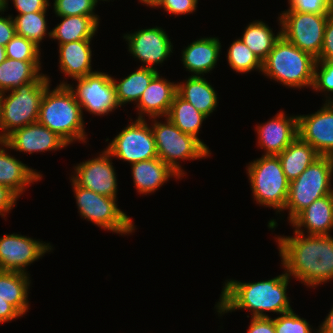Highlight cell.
<instances>
[{
	"label": "cell",
	"instance_id": "obj_40",
	"mask_svg": "<svg viewBox=\"0 0 333 333\" xmlns=\"http://www.w3.org/2000/svg\"><path fill=\"white\" fill-rule=\"evenodd\" d=\"M198 0H161L157 8L160 6L172 15H184L195 12Z\"/></svg>",
	"mask_w": 333,
	"mask_h": 333
},
{
	"label": "cell",
	"instance_id": "obj_17",
	"mask_svg": "<svg viewBox=\"0 0 333 333\" xmlns=\"http://www.w3.org/2000/svg\"><path fill=\"white\" fill-rule=\"evenodd\" d=\"M69 144L57 133L36 122L10 133L0 146L19 152H44L65 148Z\"/></svg>",
	"mask_w": 333,
	"mask_h": 333
},
{
	"label": "cell",
	"instance_id": "obj_42",
	"mask_svg": "<svg viewBox=\"0 0 333 333\" xmlns=\"http://www.w3.org/2000/svg\"><path fill=\"white\" fill-rule=\"evenodd\" d=\"M19 14L47 11L49 0H12Z\"/></svg>",
	"mask_w": 333,
	"mask_h": 333
},
{
	"label": "cell",
	"instance_id": "obj_6",
	"mask_svg": "<svg viewBox=\"0 0 333 333\" xmlns=\"http://www.w3.org/2000/svg\"><path fill=\"white\" fill-rule=\"evenodd\" d=\"M253 197L264 207L284 211L289 184L277 155H262L247 166Z\"/></svg>",
	"mask_w": 333,
	"mask_h": 333
},
{
	"label": "cell",
	"instance_id": "obj_24",
	"mask_svg": "<svg viewBox=\"0 0 333 333\" xmlns=\"http://www.w3.org/2000/svg\"><path fill=\"white\" fill-rule=\"evenodd\" d=\"M184 82L177 83V94L208 117L219 103L217 92L203 76L192 75Z\"/></svg>",
	"mask_w": 333,
	"mask_h": 333
},
{
	"label": "cell",
	"instance_id": "obj_22",
	"mask_svg": "<svg viewBox=\"0 0 333 333\" xmlns=\"http://www.w3.org/2000/svg\"><path fill=\"white\" fill-rule=\"evenodd\" d=\"M91 40H79L59 45V67L61 73L73 79L83 78L92 71Z\"/></svg>",
	"mask_w": 333,
	"mask_h": 333
},
{
	"label": "cell",
	"instance_id": "obj_19",
	"mask_svg": "<svg viewBox=\"0 0 333 333\" xmlns=\"http://www.w3.org/2000/svg\"><path fill=\"white\" fill-rule=\"evenodd\" d=\"M177 94V84L160 77L159 73L151 80L144 90L136 107L139 111L137 119H145L143 115L167 117L174 96Z\"/></svg>",
	"mask_w": 333,
	"mask_h": 333
},
{
	"label": "cell",
	"instance_id": "obj_10",
	"mask_svg": "<svg viewBox=\"0 0 333 333\" xmlns=\"http://www.w3.org/2000/svg\"><path fill=\"white\" fill-rule=\"evenodd\" d=\"M330 15L283 11L279 16L281 35L317 59L321 52L325 27Z\"/></svg>",
	"mask_w": 333,
	"mask_h": 333
},
{
	"label": "cell",
	"instance_id": "obj_26",
	"mask_svg": "<svg viewBox=\"0 0 333 333\" xmlns=\"http://www.w3.org/2000/svg\"><path fill=\"white\" fill-rule=\"evenodd\" d=\"M40 61H20L6 58L0 64V93L14 90L32 81H41L46 75L40 74Z\"/></svg>",
	"mask_w": 333,
	"mask_h": 333
},
{
	"label": "cell",
	"instance_id": "obj_50",
	"mask_svg": "<svg viewBox=\"0 0 333 333\" xmlns=\"http://www.w3.org/2000/svg\"><path fill=\"white\" fill-rule=\"evenodd\" d=\"M6 59L5 46L0 45V64Z\"/></svg>",
	"mask_w": 333,
	"mask_h": 333
},
{
	"label": "cell",
	"instance_id": "obj_20",
	"mask_svg": "<svg viewBox=\"0 0 333 333\" xmlns=\"http://www.w3.org/2000/svg\"><path fill=\"white\" fill-rule=\"evenodd\" d=\"M290 223L300 234L305 233L304 227L308 235H330L333 229V193L315 200Z\"/></svg>",
	"mask_w": 333,
	"mask_h": 333
},
{
	"label": "cell",
	"instance_id": "obj_28",
	"mask_svg": "<svg viewBox=\"0 0 333 333\" xmlns=\"http://www.w3.org/2000/svg\"><path fill=\"white\" fill-rule=\"evenodd\" d=\"M61 22L50 30L48 36L65 44L79 40H92L97 32L98 23L91 16H58Z\"/></svg>",
	"mask_w": 333,
	"mask_h": 333
},
{
	"label": "cell",
	"instance_id": "obj_7",
	"mask_svg": "<svg viewBox=\"0 0 333 333\" xmlns=\"http://www.w3.org/2000/svg\"><path fill=\"white\" fill-rule=\"evenodd\" d=\"M166 118V122H157L153 117L154 123L151 125L155 138L157 155L180 177L185 175L181 165L177 160L203 159L211 155L209 147L201 139L193 135L182 132L172 121ZM184 172V173H183Z\"/></svg>",
	"mask_w": 333,
	"mask_h": 333
},
{
	"label": "cell",
	"instance_id": "obj_30",
	"mask_svg": "<svg viewBox=\"0 0 333 333\" xmlns=\"http://www.w3.org/2000/svg\"><path fill=\"white\" fill-rule=\"evenodd\" d=\"M158 73L156 69L140 67L119 82L113 78L119 106L134 101L137 104L144 90Z\"/></svg>",
	"mask_w": 333,
	"mask_h": 333
},
{
	"label": "cell",
	"instance_id": "obj_45",
	"mask_svg": "<svg viewBox=\"0 0 333 333\" xmlns=\"http://www.w3.org/2000/svg\"><path fill=\"white\" fill-rule=\"evenodd\" d=\"M15 35L16 30L12 16L8 15L4 18L0 15V45L6 46Z\"/></svg>",
	"mask_w": 333,
	"mask_h": 333
},
{
	"label": "cell",
	"instance_id": "obj_2",
	"mask_svg": "<svg viewBox=\"0 0 333 333\" xmlns=\"http://www.w3.org/2000/svg\"><path fill=\"white\" fill-rule=\"evenodd\" d=\"M290 276L286 273L269 280L242 283L227 280L222 289L220 300L215 305L218 314L245 309L252 317H269L266 312L283 314L292 310L287 297Z\"/></svg>",
	"mask_w": 333,
	"mask_h": 333
},
{
	"label": "cell",
	"instance_id": "obj_4",
	"mask_svg": "<svg viewBox=\"0 0 333 333\" xmlns=\"http://www.w3.org/2000/svg\"><path fill=\"white\" fill-rule=\"evenodd\" d=\"M315 64L316 58L281 35L262 62V72L289 88L312 87Z\"/></svg>",
	"mask_w": 333,
	"mask_h": 333
},
{
	"label": "cell",
	"instance_id": "obj_29",
	"mask_svg": "<svg viewBox=\"0 0 333 333\" xmlns=\"http://www.w3.org/2000/svg\"><path fill=\"white\" fill-rule=\"evenodd\" d=\"M29 274L0 270V297L13 305L22 315L29 309Z\"/></svg>",
	"mask_w": 333,
	"mask_h": 333
},
{
	"label": "cell",
	"instance_id": "obj_31",
	"mask_svg": "<svg viewBox=\"0 0 333 333\" xmlns=\"http://www.w3.org/2000/svg\"><path fill=\"white\" fill-rule=\"evenodd\" d=\"M280 37L281 30L275 36L266 23L256 20L250 22L240 39L263 62Z\"/></svg>",
	"mask_w": 333,
	"mask_h": 333
},
{
	"label": "cell",
	"instance_id": "obj_16",
	"mask_svg": "<svg viewBox=\"0 0 333 333\" xmlns=\"http://www.w3.org/2000/svg\"><path fill=\"white\" fill-rule=\"evenodd\" d=\"M298 136L321 156L333 157V102L313 114L299 115Z\"/></svg>",
	"mask_w": 333,
	"mask_h": 333
},
{
	"label": "cell",
	"instance_id": "obj_11",
	"mask_svg": "<svg viewBox=\"0 0 333 333\" xmlns=\"http://www.w3.org/2000/svg\"><path fill=\"white\" fill-rule=\"evenodd\" d=\"M106 150L112 157L130 164L157 158V148L152 128L145 119H136L109 143Z\"/></svg>",
	"mask_w": 333,
	"mask_h": 333
},
{
	"label": "cell",
	"instance_id": "obj_33",
	"mask_svg": "<svg viewBox=\"0 0 333 333\" xmlns=\"http://www.w3.org/2000/svg\"><path fill=\"white\" fill-rule=\"evenodd\" d=\"M46 12L47 11L30 12L12 17L16 35L25 37L39 46L45 35H47Z\"/></svg>",
	"mask_w": 333,
	"mask_h": 333
},
{
	"label": "cell",
	"instance_id": "obj_39",
	"mask_svg": "<svg viewBox=\"0 0 333 333\" xmlns=\"http://www.w3.org/2000/svg\"><path fill=\"white\" fill-rule=\"evenodd\" d=\"M290 7L286 11L314 14H332L333 3L330 0H288Z\"/></svg>",
	"mask_w": 333,
	"mask_h": 333
},
{
	"label": "cell",
	"instance_id": "obj_34",
	"mask_svg": "<svg viewBox=\"0 0 333 333\" xmlns=\"http://www.w3.org/2000/svg\"><path fill=\"white\" fill-rule=\"evenodd\" d=\"M227 61L230 68L238 73H247L254 69L262 72V62L239 38L230 45Z\"/></svg>",
	"mask_w": 333,
	"mask_h": 333
},
{
	"label": "cell",
	"instance_id": "obj_5",
	"mask_svg": "<svg viewBox=\"0 0 333 333\" xmlns=\"http://www.w3.org/2000/svg\"><path fill=\"white\" fill-rule=\"evenodd\" d=\"M332 174L333 157L320 156L290 182L284 207V210H289V222L315 200L333 193Z\"/></svg>",
	"mask_w": 333,
	"mask_h": 333
},
{
	"label": "cell",
	"instance_id": "obj_44",
	"mask_svg": "<svg viewBox=\"0 0 333 333\" xmlns=\"http://www.w3.org/2000/svg\"><path fill=\"white\" fill-rule=\"evenodd\" d=\"M247 333H276L274 319L270 317H251Z\"/></svg>",
	"mask_w": 333,
	"mask_h": 333
},
{
	"label": "cell",
	"instance_id": "obj_37",
	"mask_svg": "<svg viewBox=\"0 0 333 333\" xmlns=\"http://www.w3.org/2000/svg\"><path fill=\"white\" fill-rule=\"evenodd\" d=\"M306 319L299 317L293 310L274 318L276 333H312Z\"/></svg>",
	"mask_w": 333,
	"mask_h": 333
},
{
	"label": "cell",
	"instance_id": "obj_15",
	"mask_svg": "<svg viewBox=\"0 0 333 333\" xmlns=\"http://www.w3.org/2000/svg\"><path fill=\"white\" fill-rule=\"evenodd\" d=\"M128 51L144 63L141 67L156 69L153 65L165 61L173 50L171 39L161 27L138 30L132 34H125Z\"/></svg>",
	"mask_w": 333,
	"mask_h": 333
},
{
	"label": "cell",
	"instance_id": "obj_48",
	"mask_svg": "<svg viewBox=\"0 0 333 333\" xmlns=\"http://www.w3.org/2000/svg\"><path fill=\"white\" fill-rule=\"evenodd\" d=\"M140 2H142L143 4H146L147 6H150V7H156L158 5V3L161 1V0H139Z\"/></svg>",
	"mask_w": 333,
	"mask_h": 333
},
{
	"label": "cell",
	"instance_id": "obj_1",
	"mask_svg": "<svg viewBox=\"0 0 333 333\" xmlns=\"http://www.w3.org/2000/svg\"><path fill=\"white\" fill-rule=\"evenodd\" d=\"M277 236L285 273L308 287L333 280V238L331 235Z\"/></svg>",
	"mask_w": 333,
	"mask_h": 333
},
{
	"label": "cell",
	"instance_id": "obj_3",
	"mask_svg": "<svg viewBox=\"0 0 333 333\" xmlns=\"http://www.w3.org/2000/svg\"><path fill=\"white\" fill-rule=\"evenodd\" d=\"M83 110L67 85L45 90L37 122L57 133L68 144L87 139Z\"/></svg>",
	"mask_w": 333,
	"mask_h": 333
},
{
	"label": "cell",
	"instance_id": "obj_27",
	"mask_svg": "<svg viewBox=\"0 0 333 333\" xmlns=\"http://www.w3.org/2000/svg\"><path fill=\"white\" fill-rule=\"evenodd\" d=\"M277 156L287 180L291 182L321 155L309 143L297 136Z\"/></svg>",
	"mask_w": 333,
	"mask_h": 333
},
{
	"label": "cell",
	"instance_id": "obj_14",
	"mask_svg": "<svg viewBox=\"0 0 333 333\" xmlns=\"http://www.w3.org/2000/svg\"><path fill=\"white\" fill-rule=\"evenodd\" d=\"M112 156L105 149L99 157L81 162L74 167L71 179L85 189L97 194L117 198V179L113 167Z\"/></svg>",
	"mask_w": 333,
	"mask_h": 333
},
{
	"label": "cell",
	"instance_id": "obj_35",
	"mask_svg": "<svg viewBox=\"0 0 333 333\" xmlns=\"http://www.w3.org/2000/svg\"><path fill=\"white\" fill-rule=\"evenodd\" d=\"M40 46L25 37L15 35L5 46L6 58L20 61H40Z\"/></svg>",
	"mask_w": 333,
	"mask_h": 333
},
{
	"label": "cell",
	"instance_id": "obj_23",
	"mask_svg": "<svg viewBox=\"0 0 333 333\" xmlns=\"http://www.w3.org/2000/svg\"><path fill=\"white\" fill-rule=\"evenodd\" d=\"M131 169L135 188L144 195L155 192L171 177L180 178L159 157L133 163Z\"/></svg>",
	"mask_w": 333,
	"mask_h": 333
},
{
	"label": "cell",
	"instance_id": "obj_47",
	"mask_svg": "<svg viewBox=\"0 0 333 333\" xmlns=\"http://www.w3.org/2000/svg\"><path fill=\"white\" fill-rule=\"evenodd\" d=\"M317 333H333V307L324 322L321 323Z\"/></svg>",
	"mask_w": 333,
	"mask_h": 333
},
{
	"label": "cell",
	"instance_id": "obj_43",
	"mask_svg": "<svg viewBox=\"0 0 333 333\" xmlns=\"http://www.w3.org/2000/svg\"><path fill=\"white\" fill-rule=\"evenodd\" d=\"M19 196L9 187L0 185V215L5 217L13 209Z\"/></svg>",
	"mask_w": 333,
	"mask_h": 333
},
{
	"label": "cell",
	"instance_id": "obj_36",
	"mask_svg": "<svg viewBox=\"0 0 333 333\" xmlns=\"http://www.w3.org/2000/svg\"><path fill=\"white\" fill-rule=\"evenodd\" d=\"M95 0H54L53 8L57 16H91L99 24V16L94 10Z\"/></svg>",
	"mask_w": 333,
	"mask_h": 333
},
{
	"label": "cell",
	"instance_id": "obj_32",
	"mask_svg": "<svg viewBox=\"0 0 333 333\" xmlns=\"http://www.w3.org/2000/svg\"><path fill=\"white\" fill-rule=\"evenodd\" d=\"M167 117L182 132L198 138V132L206 116L199 112L193 105L185 101L178 94L174 96Z\"/></svg>",
	"mask_w": 333,
	"mask_h": 333
},
{
	"label": "cell",
	"instance_id": "obj_51",
	"mask_svg": "<svg viewBox=\"0 0 333 333\" xmlns=\"http://www.w3.org/2000/svg\"><path fill=\"white\" fill-rule=\"evenodd\" d=\"M8 9V0H0V12L6 11Z\"/></svg>",
	"mask_w": 333,
	"mask_h": 333
},
{
	"label": "cell",
	"instance_id": "obj_49",
	"mask_svg": "<svg viewBox=\"0 0 333 333\" xmlns=\"http://www.w3.org/2000/svg\"><path fill=\"white\" fill-rule=\"evenodd\" d=\"M0 141H3V127H2V109H1V93H0Z\"/></svg>",
	"mask_w": 333,
	"mask_h": 333
},
{
	"label": "cell",
	"instance_id": "obj_46",
	"mask_svg": "<svg viewBox=\"0 0 333 333\" xmlns=\"http://www.w3.org/2000/svg\"><path fill=\"white\" fill-rule=\"evenodd\" d=\"M19 317H22V314L13 305L0 297V323H6Z\"/></svg>",
	"mask_w": 333,
	"mask_h": 333
},
{
	"label": "cell",
	"instance_id": "obj_52",
	"mask_svg": "<svg viewBox=\"0 0 333 333\" xmlns=\"http://www.w3.org/2000/svg\"><path fill=\"white\" fill-rule=\"evenodd\" d=\"M325 102H333V99L332 97H327L326 101Z\"/></svg>",
	"mask_w": 333,
	"mask_h": 333
},
{
	"label": "cell",
	"instance_id": "obj_41",
	"mask_svg": "<svg viewBox=\"0 0 333 333\" xmlns=\"http://www.w3.org/2000/svg\"><path fill=\"white\" fill-rule=\"evenodd\" d=\"M316 60L333 61V13L328 17L321 52Z\"/></svg>",
	"mask_w": 333,
	"mask_h": 333
},
{
	"label": "cell",
	"instance_id": "obj_8",
	"mask_svg": "<svg viewBox=\"0 0 333 333\" xmlns=\"http://www.w3.org/2000/svg\"><path fill=\"white\" fill-rule=\"evenodd\" d=\"M50 85L46 75L41 81L20 85L14 90L1 93L3 141L18 128L36 123L45 90Z\"/></svg>",
	"mask_w": 333,
	"mask_h": 333
},
{
	"label": "cell",
	"instance_id": "obj_13",
	"mask_svg": "<svg viewBox=\"0 0 333 333\" xmlns=\"http://www.w3.org/2000/svg\"><path fill=\"white\" fill-rule=\"evenodd\" d=\"M49 244L20 234H5L0 237V270L28 274L25 267L50 252Z\"/></svg>",
	"mask_w": 333,
	"mask_h": 333
},
{
	"label": "cell",
	"instance_id": "obj_12",
	"mask_svg": "<svg viewBox=\"0 0 333 333\" xmlns=\"http://www.w3.org/2000/svg\"><path fill=\"white\" fill-rule=\"evenodd\" d=\"M74 80L77 81L75 88L64 80L59 85L69 87L82 109L100 116L120 107L116 99L113 77L110 75L96 71Z\"/></svg>",
	"mask_w": 333,
	"mask_h": 333
},
{
	"label": "cell",
	"instance_id": "obj_18",
	"mask_svg": "<svg viewBox=\"0 0 333 333\" xmlns=\"http://www.w3.org/2000/svg\"><path fill=\"white\" fill-rule=\"evenodd\" d=\"M256 130L258 146L265 150L264 155H278L298 136V116L288 117L280 111Z\"/></svg>",
	"mask_w": 333,
	"mask_h": 333
},
{
	"label": "cell",
	"instance_id": "obj_21",
	"mask_svg": "<svg viewBox=\"0 0 333 333\" xmlns=\"http://www.w3.org/2000/svg\"><path fill=\"white\" fill-rule=\"evenodd\" d=\"M217 37L201 38L190 43L182 51L184 68L194 76H201L215 68L220 56L221 45Z\"/></svg>",
	"mask_w": 333,
	"mask_h": 333
},
{
	"label": "cell",
	"instance_id": "obj_9",
	"mask_svg": "<svg viewBox=\"0 0 333 333\" xmlns=\"http://www.w3.org/2000/svg\"><path fill=\"white\" fill-rule=\"evenodd\" d=\"M74 196L82 218L87 219L108 231L130 234L135 225L129 216L117 206V199L97 194L92 190L78 186L72 179Z\"/></svg>",
	"mask_w": 333,
	"mask_h": 333
},
{
	"label": "cell",
	"instance_id": "obj_25",
	"mask_svg": "<svg viewBox=\"0 0 333 333\" xmlns=\"http://www.w3.org/2000/svg\"><path fill=\"white\" fill-rule=\"evenodd\" d=\"M6 152L0 148V185L9 187L20 197L25 187L39 181L42 175Z\"/></svg>",
	"mask_w": 333,
	"mask_h": 333
},
{
	"label": "cell",
	"instance_id": "obj_38",
	"mask_svg": "<svg viewBox=\"0 0 333 333\" xmlns=\"http://www.w3.org/2000/svg\"><path fill=\"white\" fill-rule=\"evenodd\" d=\"M312 89L333 93V61L316 60Z\"/></svg>",
	"mask_w": 333,
	"mask_h": 333
}]
</instances>
